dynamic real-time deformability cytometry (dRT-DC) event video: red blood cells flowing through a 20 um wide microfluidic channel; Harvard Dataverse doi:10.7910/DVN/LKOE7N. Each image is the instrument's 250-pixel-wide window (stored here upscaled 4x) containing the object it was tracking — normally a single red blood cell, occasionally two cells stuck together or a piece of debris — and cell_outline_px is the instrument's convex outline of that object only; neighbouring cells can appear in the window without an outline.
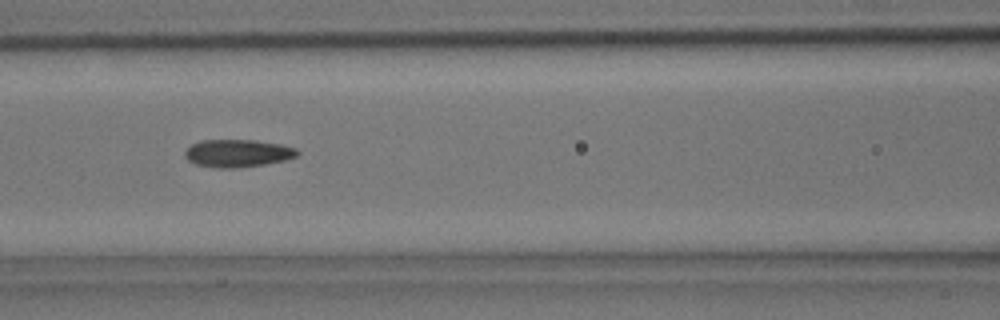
{"species": "common noctule bat (a hibernating species)", "species_latin": "Nyctalus noctula", "temperature_condition": "room temperature", "stored_images_in_passage": 26, "camera_frame_rate_fps": 3000, "um_per_image_px": 0.085, "animal": {"sex": "male", "body_mass_g": 15.6}, "frame": {"image": 1, "passage_image": 8, "time_ms": 2.333, "image_size_px": [1000, 320], "cell_outline_px": [[300, 152], [296, 156], [284, 160], [264, 164], [232, 168], [220, 168], [196, 164], [188, 160], [184, 156], [184, 152], [192, 144], [200, 140], [256, 140], [280, 144], [296, 148]], "centroid_in_image_um": [20.19, 13.01], "position_along_channel_um": 146.4, "area_um2": 17.98}}